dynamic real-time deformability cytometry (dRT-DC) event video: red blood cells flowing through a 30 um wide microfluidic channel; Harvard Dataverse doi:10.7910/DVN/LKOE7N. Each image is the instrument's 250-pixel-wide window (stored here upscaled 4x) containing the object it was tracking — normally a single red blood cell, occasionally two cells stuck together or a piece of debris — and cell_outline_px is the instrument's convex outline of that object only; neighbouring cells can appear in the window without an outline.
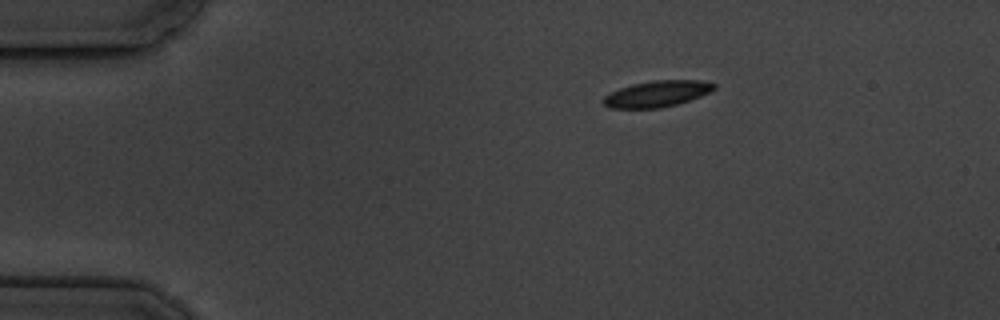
{"species": "common noctule bat (a hibernating species)", "species_latin": "Nyctalus noctula", "temperature_condition": "cold", "stored_images_in_passage": 3, "camera_frame_rate_fps": 3000, "um_per_image_px": 0.085, "animal": {"sex": "male", "body_mass_g": 19.5, "forearm_length_mm": 54.6}, "frame": {"image": 1, "passage_image": 1, "time_ms": 0.0, "image_size_px": [1000, 320], "cell_outline_px": [[716, 88], [700, 96], [676, 104], [660, 108], [608, 108], [600, 100], [604, 96], [620, 88], [632, 84], [652, 80], [700, 80], [716, 84]], "centroid_in_image_um": [55.81, 7.97], "position_along_channel_um": 29.2, "area_um2": 16.82}}